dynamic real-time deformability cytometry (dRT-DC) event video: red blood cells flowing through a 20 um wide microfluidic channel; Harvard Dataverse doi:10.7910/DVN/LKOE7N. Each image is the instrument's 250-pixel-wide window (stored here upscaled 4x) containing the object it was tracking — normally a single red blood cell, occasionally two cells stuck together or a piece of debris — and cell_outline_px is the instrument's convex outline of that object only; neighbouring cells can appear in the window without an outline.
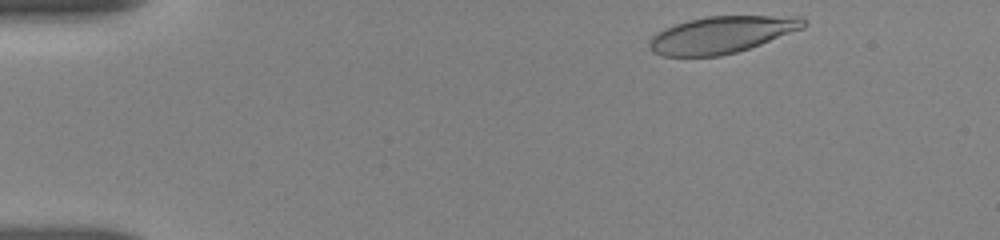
{"species": "human", "species_latin": "Homo sapiens", "temperature_condition": "room temperature", "stored_images_in_passage": 25, "camera_frame_rate_fps": 3000, "um_per_image_px": 0.085, "donor": {"sex": "female"}, "frame": {"image": 1, "passage_image": 1, "time_ms": 0.0, "image_size_px": [1000, 240], "cell_outline_px": [[808, 24], [804, 28], [760, 44], [736, 52], [720, 56], [664, 56], [652, 52], [648, 44], [648, 40], [656, 32], [664, 28], [688, 20], [708, 16], [800, 16]], "centroid_in_image_um": [61.31, 2.95], "position_along_channel_um": 23.7, "area_um2": 33.12}}
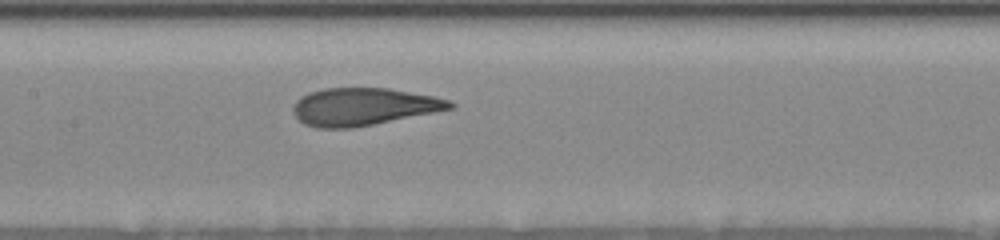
{"frame": {"image": 2, "passage_image": 12, "time_ms": 6.333, "image_size_px": [1000, 240], "cell_outline_px": [[456, 104], [452, 108], [352, 128], [316, 128], [304, 124], [292, 112], [292, 108], [296, 100], [300, 96], [308, 92], [324, 88], [388, 88], [432, 96], [448, 100]], "centroid_in_image_um": [30.81, 9.06], "position_along_channel_um": 176.6, "area_um2": 33.93}}
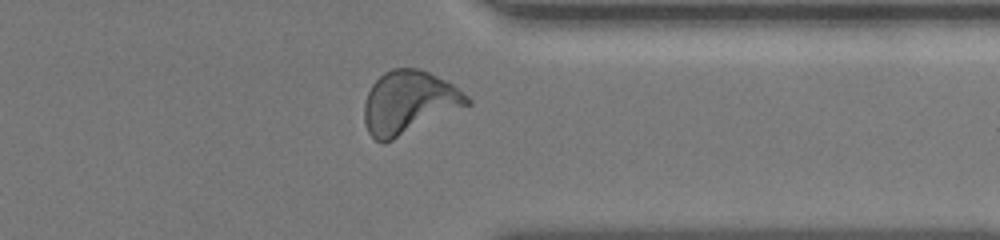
{"frame": {"image": 3, "passage_image": 21, "time_ms": 11.667, "image_size_px": [1000, 240], "cell_outline_px": [[472, 104], [384, 144], [376, 140], [368, 132], [364, 120], [364, 104], [368, 92], [372, 84], [384, 72], [392, 68], [416, 68], [428, 72], [452, 84], [468, 96], [472, 100]], "centroid_in_image_um": [34.75, 8.72], "position_along_channel_um": 376.6, "area_um2": 37.74}, "authors_computed_cell_mechanics": {"area_um2": 34.4488, "velocity_mm_per_s": 3.791, "shape_relaxation_time_tau1_ms": 5.1644, "shape_relaxation_time_tau2_ms": 0.7833, "deformation_change_tau1": 0.1769, "deformation_change_tau2": 0.0671}}